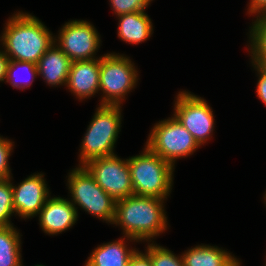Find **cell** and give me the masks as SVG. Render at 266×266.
I'll use <instances>...</instances> for the list:
<instances>
[{
	"label": "cell",
	"instance_id": "cell-3",
	"mask_svg": "<svg viewBox=\"0 0 266 266\" xmlns=\"http://www.w3.org/2000/svg\"><path fill=\"white\" fill-rule=\"evenodd\" d=\"M134 195L167 199L173 183L174 166L146 145L140 155L128 159Z\"/></svg>",
	"mask_w": 266,
	"mask_h": 266
},
{
	"label": "cell",
	"instance_id": "cell-8",
	"mask_svg": "<svg viewBox=\"0 0 266 266\" xmlns=\"http://www.w3.org/2000/svg\"><path fill=\"white\" fill-rule=\"evenodd\" d=\"M83 166L113 200L134 195L128 159L122 160L114 154L92 159Z\"/></svg>",
	"mask_w": 266,
	"mask_h": 266
},
{
	"label": "cell",
	"instance_id": "cell-1",
	"mask_svg": "<svg viewBox=\"0 0 266 266\" xmlns=\"http://www.w3.org/2000/svg\"><path fill=\"white\" fill-rule=\"evenodd\" d=\"M164 200L156 197L131 195L115 203L112 224L120 225L127 240L152 241L167 229Z\"/></svg>",
	"mask_w": 266,
	"mask_h": 266
},
{
	"label": "cell",
	"instance_id": "cell-27",
	"mask_svg": "<svg viewBox=\"0 0 266 266\" xmlns=\"http://www.w3.org/2000/svg\"><path fill=\"white\" fill-rule=\"evenodd\" d=\"M248 13L261 15L266 13V0H250ZM257 13V14H256Z\"/></svg>",
	"mask_w": 266,
	"mask_h": 266
},
{
	"label": "cell",
	"instance_id": "cell-19",
	"mask_svg": "<svg viewBox=\"0 0 266 266\" xmlns=\"http://www.w3.org/2000/svg\"><path fill=\"white\" fill-rule=\"evenodd\" d=\"M250 27L249 39L252 63L261 64L266 59V13L256 16Z\"/></svg>",
	"mask_w": 266,
	"mask_h": 266
},
{
	"label": "cell",
	"instance_id": "cell-9",
	"mask_svg": "<svg viewBox=\"0 0 266 266\" xmlns=\"http://www.w3.org/2000/svg\"><path fill=\"white\" fill-rule=\"evenodd\" d=\"M174 105V116L192 134L199 146L212 137L214 115L205 99L191 92H179Z\"/></svg>",
	"mask_w": 266,
	"mask_h": 266
},
{
	"label": "cell",
	"instance_id": "cell-12",
	"mask_svg": "<svg viewBox=\"0 0 266 266\" xmlns=\"http://www.w3.org/2000/svg\"><path fill=\"white\" fill-rule=\"evenodd\" d=\"M77 218V207L61 197H49L39 212L40 227L48 235L68 230L76 223Z\"/></svg>",
	"mask_w": 266,
	"mask_h": 266
},
{
	"label": "cell",
	"instance_id": "cell-23",
	"mask_svg": "<svg viewBox=\"0 0 266 266\" xmlns=\"http://www.w3.org/2000/svg\"><path fill=\"white\" fill-rule=\"evenodd\" d=\"M152 0H110L111 7H113L114 14L117 16L145 11Z\"/></svg>",
	"mask_w": 266,
	"mask_h": 266
},
{
	"label": "cell",
	"instance_id": "cell-25",
	"mask_svg": "<svg viewBox=\"0 0 266 266\" xmlns=\"http://www.w3.org/2000/svg\"><path fill=\"white\" fill-rule=\"evenodd\" d=\"M252 65L259 75L256 89L258 98L266 105V69L258 63Z\"/></svg>",
	"mask_w": 266,
	"mask_h": 266
},
{
	"label": "cell",
	"instance_id": "cell-11",
	"mask_svg": "<svg viewBox=\"0 0 266 266\" xmlns=\"http://www.w3.org/2000/svg\"><path fill=\"white\" fill-rule=\"evenodd\" d=\"M43 175L42 173L33 174L20 182L18 186L12 184L15 215L29 219L39 214L50 197L49 188H47Z\"/></svg>",
	"mask_w": 266,
	"mask_h": 266
},
{
	"label": "cell",
	"instance_id": "cell-7",
	"mask_svg": "<svg viewBox=\"0 0 266 266\" xmlns=\"http://www.w3.org/2000/svg\"><path fill=\"white\" fill-rule=\"evenodd\" d=\"M146 146L173 166L178 158L192 155L200 147L174 115L154 125Z\"/></svg>",
	"mask_w": 266,
	"mask_h": 266
},
{
	"label": "cell",
	"instance_id": "cell-15",
	"mask_svg": "<svg viewBox=\"0 0 266 266\" xmlns=\"http://www.w3.org/2000/svg\"><path fill=\"white\" fill-rule=\"evenodd\" d=\"M184 266H240V261L217 246L198 245L181 255Z\"/></svg>",
	"mask_w": 266,
	"mask_h": 266
},
{
	"label": "cell",
	"instance_id": "cell-16",
	"mask_svg": "<svg viewBox=\"0 0 266 266\" xmlns=\"http://www.w3.org/2000/svg\"><path fill=\"white\" fill-rule=\"evenodd\" d=\"M118 37L130 44H139L151 37L153 25L144 12H132L118 16Z\"/></svg>",
	"mask_w": 266,
	"mask_h": 266
},
{
	"label": "cell",
	"instance_id": "cell-18",
	"mask_svg": "<svg viewBox=\"0 0 266 266\" xmlns=\"http://www.w3.org/2000/svg\"><path fill=\"white\" fill-rule=\"evenodd\" d=\"M20 233L11 225L0 227V266H21Z\"/></svg>",
	"mask_w": 266,
	"mask_h": 266
},
{
	"label": "cell",
	"instance_id": "cell-6",
	"mask_svg": "<svg viewBox=\"0 0 266 266\" xmlns=\"http://www.w3.org/2000/svg\"><path fill=\"white\" fill-rule=\"evenodd\" d=\"M68 189L71 193V203L76 204L89 214L103 221L113 223L115 203L94 180L88 170L79 164L68 176Z\"/></svg>",
	"mask_w": 266,
	"mask_h": 266
},
{
	"label": "cell",
	"instance_id": "cell-2",
	"mask_svg": "<svg viewBox=\"0 0 266 266\" xmlns=\"http://www.w3.org/2000/svg\"><path fill=\"white\" fill-rule=\"evenodd\" d=\"M5 26L0 41L10 60L37 64L54 43L53 34L31 14L17 12Z\"/></svg>",
	"mask_w": 266,
	"mask_h": 266
},
{
	"label": "cell",
	"instance_id": "cell-14",
	"mask_svg": "<svg viewBox=\"0 0 266 266\" xmlns=\"http://www.w3.org/2000/svg\"><path fill=\"white\" fill-rule=\"evenodd\" d=\"M71 63V59L54 42L37 63L38 75L48 85L66 86Z\"/></svg>",
	"mask_w": 266,
	"mask_h": 266
},
{
	"label": "cell",
	"instance_id": "cell-5",
	"mask_svg": "<svg viewBox=\"0 0 266 266\" xmlns=\"http://www.w3.org/2000/svg\"><path fill=\"white\" fill-rule=\"evenodd\" d=\"M137 72L129 57L119 53L101 56L99 91L103 92V97L100 105H121L138 82Z\"/></svg>",
	"mask_w": 266,
	"mask_h": 266
},
{
	"label": "cell",
	"instance_id": "cell-26",
	"mask_svg": "<svg viewBox=\"0 0 266 266\" xmlns=\"http://www.w3.org/2000/svg\"><path fill=\"white\" fill-rule=\"evenodd\" d=\"M126 266H152L150 256L147 253L136 252L131 256Z\"/></svg>",
	"mask_w": 266,
	"mask_h": 266
},
{
	"label": "cell",
	"instance_id": "cell-29",
	"mask_svg": "<svg viewBox=\"0 0 266 266\" xmlns=\"http://www.w3.org/2000/svg\"><path fill=\"white\" fill-rule=\"evenodd\" d=\"M261 65L266 69V59L261 63Z\"/></svg>",
	"mask_w": 266,
	"mask_h": 266
},
{
	"label": "cell",
	"instance_id": "cell-20",
	"mask_svg": "<svg viewBox=\"0 0 266 266\" xmlns=\"http://www.w3.org/2000/svg\"><path fill=\"white\" fill-rule=\"evenodd\" d=\"M21 71L24 72V74L29 75L28 79L25 80L19 78V73L17 72ZM18 73V74H17ZM18 75V76H17ZM22 75V74H21ZM38 75V68L37 64L31 63V62H23V61H16V60H10L7 68L6 73V82L10 83L12 87H16L18 89H24L29 86H31L32 82L34 81V78ZM23 77V76H22Z\"/></svg>",
	"mask_w": 266,
	"mask_h": 266
},
{
	"label": "cell",
	"instance_id": "cell-13",
	"mask_svg": "<svg viewBox=\"0 0 266 266\" xmlns=\"http://www.w3.org/2000/svg\"><path fill=\"white\" fill-rule=\"evenodd\" d=\"M101 57L92 60L73 61L66 86L77 96L84 100L99 91Z\"/></svg>",
	"mask_w": 266,
	"mask_h": 266
},
{
	"label": "cell",
	"instance_id": "cell-17",
	"mask_svg": "<svg viewBox=\"0 0 266 266\" xmlns=\"http://www.w3.org/2000/svg\"><path fill=\"white\" fill-rule=\"evenodd\" d=\"M125 238L104 243L92 251L85 266H126L135 249H128Z\"/></svg>",
	"mask_w": 266,
	"mask_h": 266
},
{
	"label": "cell",
	"instance_id": "cell-22",
	"mask_svg": "<svg viewBox=\"0 0 266 266\" xmlns=\"http://www.w3.org/2000/svg\"><path fill=\"white\" fill-rule=\"evenodd\" d=\"M146 253L150 256L152 266H184L181 256L155 243L147 245Z\"/></svg>",
	"mask_w": 266,
	"mask_h": 266
},
{
	"label": "cell",
	"instance_id": "cell-28",
	"mask_svg": "<svg viewBox=\"0 0 266 266\" xmlns=\"http://www.w3.org/2000/svg\"><path fill=\"white\" fill-rule=\"evenodd\" d=\"M10 59L0 50V81L6 80V73Z\"/></svg>",
	"mask_w": 266,
	"mask_h": 266
},
{
	"label": "cell",
	"instance_id": "cell-24",
	"mask_svg": "<svg viewBox=\"0 0 266 266\" xmlns=\"http://www.w3.org/2000/svg\"><path fill=\"white\" fill-rule=\"evenodd\" d=\"M13 146L12 141L0 136V180L11 177L8 158L11 155Z\"/></svg>",
	"mask_w": 266,
	"mask_h": 266
},
{
	"label": "cell",
	"instance_id": "cell-10",
	"mask_svg": "<svg viewBox=\"0 0 266 266\" xmlns=\"http://www.w3.org/2000/svg\"><path fill=\"white\" fill-rule=\"evenodd\" d=\"M54 42L73 62L95 59L101 39L91 23L73 20L63 25Z\"/></svg>",
	"mask_w": 266,
	"mask_h": 266
},
{
	"label": "cell",
	"instance_id": "cell-21",
	"mask_svg": "<svg viewBox=\"0 0 266 266\" xmlns=\"http://www.w3.org/2000/svg\"><path fill=\"white\" fill-rule=\"evenodd\" d=\"M11 178L0 180V227L11 226L10 217L15 213Z\"/></svg>",
	"mask_w": 266,
	"mask_h": 266
},
{
	"label": "cell",
	"instance_id": "cell-4",
	"mask_svg": "<svg viewBox=\"0 0 266 266\" xmlns=\"http://www.w3.org/2000/svg\"><path fill=\"white\" fill-rule=\"evenodd\" d=\"M121 106L99 105L80 146V164L114 155V145L121 128Z\"/></svg>",
	"mask_w": 266,
	"mask_h": 266
}]
</instances>
